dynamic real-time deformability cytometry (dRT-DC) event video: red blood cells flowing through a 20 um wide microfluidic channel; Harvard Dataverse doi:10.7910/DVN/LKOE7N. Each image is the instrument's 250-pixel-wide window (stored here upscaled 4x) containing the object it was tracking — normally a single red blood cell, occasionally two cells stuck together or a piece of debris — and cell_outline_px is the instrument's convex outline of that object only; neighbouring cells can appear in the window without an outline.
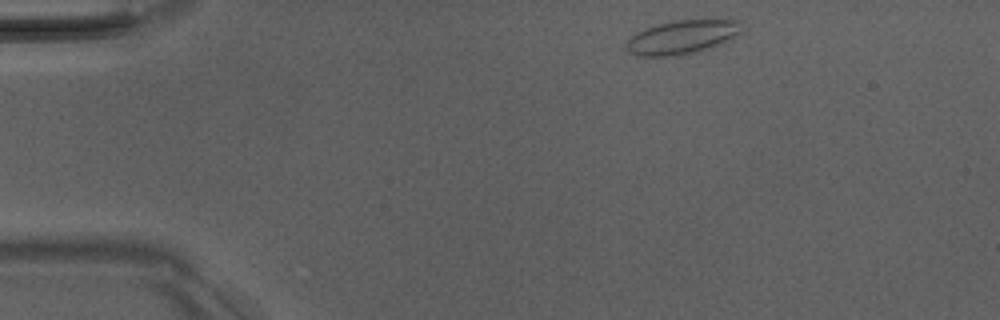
{"species": "Egyptian fruit bat (a non-hibernating species)", "species_latin": "Rousettus aegyptiacus", "temperature_condition": "room temperature", "stored_images_in_passage": 3, "camera_frame_rate_fps": 3000, "um_per_image_px": 0.085, "animal": {"sex": "male"}, "frame": {"image": 1, "passage_image": 1, "time_ms": 0.0, "image_size_px": [1000, 320], "cell_outline_px": [[740, 32], [732, 40], [712, 48], [696, 52], [676, 56], [636, 56], [628, 52], [624, 48], [624, 44], [636, 32], [644, 28], [656, 24], [676, 20], [712, 16], [740, 20]], "centroid_in_image_um": [58.03, 3.11], "position_along_channel_um": 27.0, "area_um2": 23.99}}